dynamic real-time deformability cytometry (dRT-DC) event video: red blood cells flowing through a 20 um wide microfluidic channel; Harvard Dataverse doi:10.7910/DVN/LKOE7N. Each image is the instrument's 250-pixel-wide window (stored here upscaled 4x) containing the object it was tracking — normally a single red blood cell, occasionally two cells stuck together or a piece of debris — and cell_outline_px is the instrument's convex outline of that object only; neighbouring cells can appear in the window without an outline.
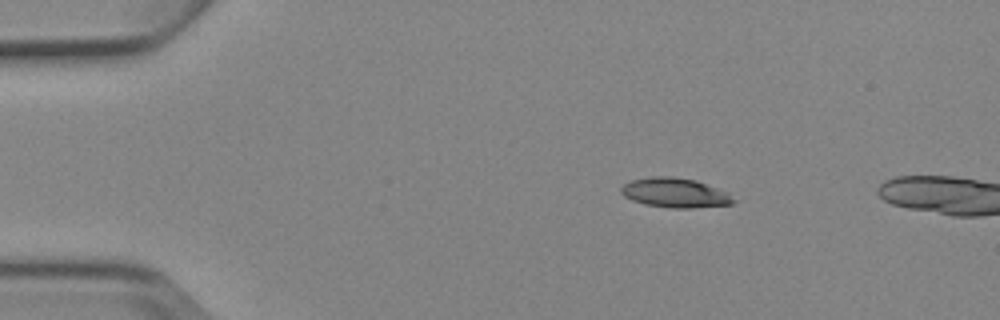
{"species": "Egyptian fruit bat (a non-hibernating species)", "species_latin": "Rousettus aegyptiacus", "temperature_condition": "cold", "stored_images_in_passage": 2, "camera_frame_rate_fps": 3000, "um_per_image_px": 0.085, "animal": {"sex": "female"}, "frame": {"image": 1, "passage_image": 1, "time_ms": 0.0, "image_size_px": [1000, 320], "cell_outline_px": [[736, 200], [732, 204], [692, 208], [672, 208], [644, 204], [632, 200], [624, 196], [620, 192], [620, 188], [624, 184], [632, 180], [652, 176], [672, 176], [696, 180], [728, 192]], "centroid_in_image_um": [57.38, 16.38], "position_along_channel_um": 27.6, "area_um2": 19.42}}